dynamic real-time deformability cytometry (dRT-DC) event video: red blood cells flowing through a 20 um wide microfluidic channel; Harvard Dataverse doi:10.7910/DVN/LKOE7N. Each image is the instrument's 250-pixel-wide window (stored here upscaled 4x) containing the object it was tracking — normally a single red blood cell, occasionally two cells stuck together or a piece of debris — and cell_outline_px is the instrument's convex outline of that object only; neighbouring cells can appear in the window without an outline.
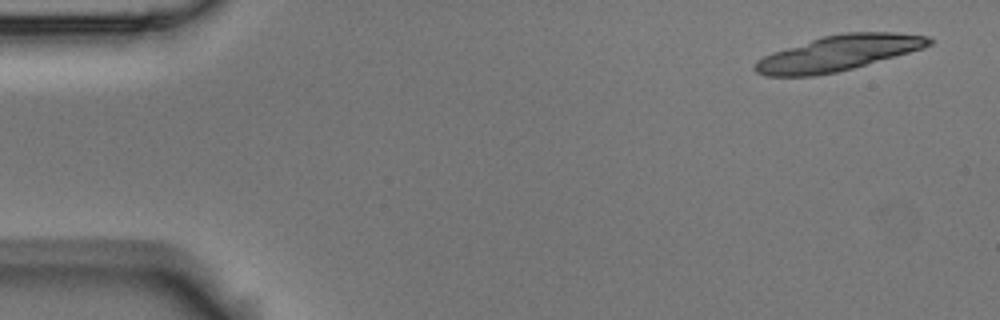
{"species": "Egyptian fruit bat (a non-hibernating species)", "species_latin": "Rousettus aegyptiacus", "temperature_condition": "room temperature", "stored_images_in_passage": 5, "camera_frame_rate_fps": 3000, "um_per_image_px": 0.085, "animal": {"sex": "male"}, "frame": {"image": 1, "passage_image": 1, "time_ms": 0.0, "image_size_px": [1000, 320], "cell_outline_px": [[936, 40], [932, 44], [924, 48], [852, 68], [836, 72], [816, 76], [768, 76], [756, 72], [752, 68], [756, 60], [772, 52], [824, 36], [844, 32], [896, 32], [928, 36]], "centroid_in_image_um": [71.28, 4.51], "position_along_channel_um": 13.7, "area_um2": 35.78}}